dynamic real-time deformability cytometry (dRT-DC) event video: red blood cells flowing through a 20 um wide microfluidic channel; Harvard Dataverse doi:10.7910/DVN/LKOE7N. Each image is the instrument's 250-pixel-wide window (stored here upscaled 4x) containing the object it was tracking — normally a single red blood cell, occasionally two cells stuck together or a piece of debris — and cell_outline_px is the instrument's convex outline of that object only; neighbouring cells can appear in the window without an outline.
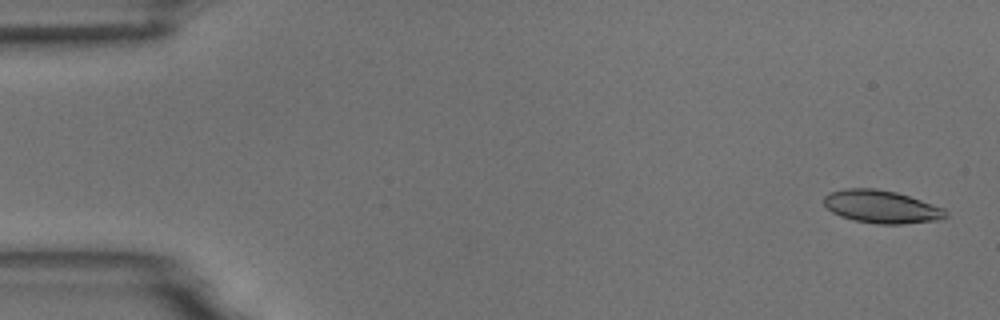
{"species": "common noctule bat (a hibernating species)", "species_latin": "Nyctalus noctula", "temperature_condition": "room temperature", "stored_images_in_passage": 11, "camera_frame_rate_fps": 3000, "um_per_image_px": 0.085, "animal": {"sex": "male", "body_mass_g": 18.8}, "frame": {"image": 1, "passage_image": 2, "time_ms": 0.333, "image_size_px": [1000, 320], "cell_outline_px": [[948, 216], [936, 220], [900, 224], [876, 224], [856, 220], [840, 216], [832, 212], [824, 204], [824, 196], [828, 192], [844, 188], [876, 188], [896, 192], [944, 208], [948, 212]], "centroid_in_image_um": [74.9, 17.56], "position_along_channel_um": 10.1, "area_um2": 23.24}}